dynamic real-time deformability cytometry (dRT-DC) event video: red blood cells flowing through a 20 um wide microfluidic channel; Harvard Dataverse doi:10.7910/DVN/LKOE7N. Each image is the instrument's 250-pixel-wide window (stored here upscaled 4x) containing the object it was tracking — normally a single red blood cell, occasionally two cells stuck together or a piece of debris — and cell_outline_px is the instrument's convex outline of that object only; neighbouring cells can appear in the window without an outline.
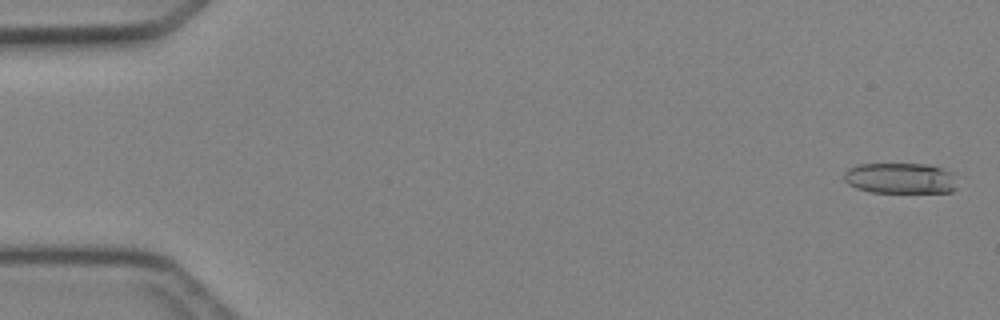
{"species": "Egyptian fruit bat (a non-hibernating species)", "species_latin": "Rousettus aegyptiacus", "temperature_condition": "cold", "stored_images_in_passage": 6, "camera_frame_rate_fps": 3000, "um_per_image_px": 0.085, "animal": {"sex": "female"}, "frame": {"image": 1, "passage_image": 1, "time_ms": 0.0, "image_size_px": [1000, 320], "cell_outline_px": [[956, 188], [952, 192], [872, 192], [856, 188], [848, 184], [844, 180], [844, 172], [848, 168], [860, 164], [928, 164], [952, 172], [956, 176]], "centroid_in_image_um": [76.54, 15.15], "position_along_channel_um": 8.5, "area_um2": 20.4}}
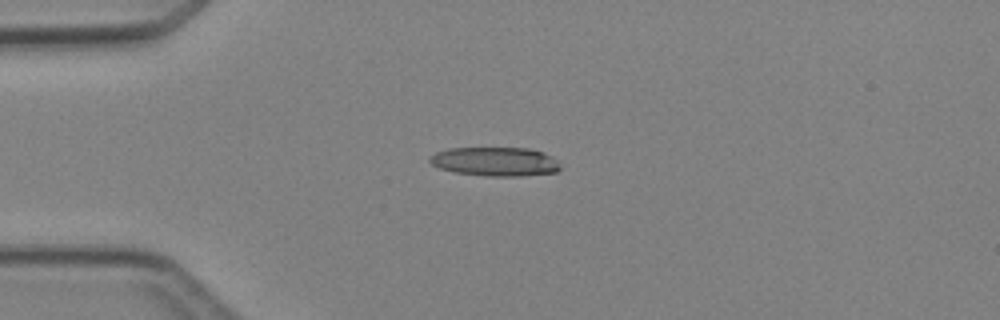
{"frame": {"image": 2, "passage_image": 4, "time_ms": 3.667, "image_size_px": [1000, 320], "cell_outline_px": [[560, 168], [556, 172], [524, 176], [484, 176], [456, 172], [440, 168], [432, 164], [428, 160], [428, 156], [436, 152], [448, 148], [528, 148], [544, 152], [552, 156], [556, 160]], "centroid_in_image_um": [42.08, 13.73], "position_along_channel_um": 42.9, "area_um2": 22.14}}
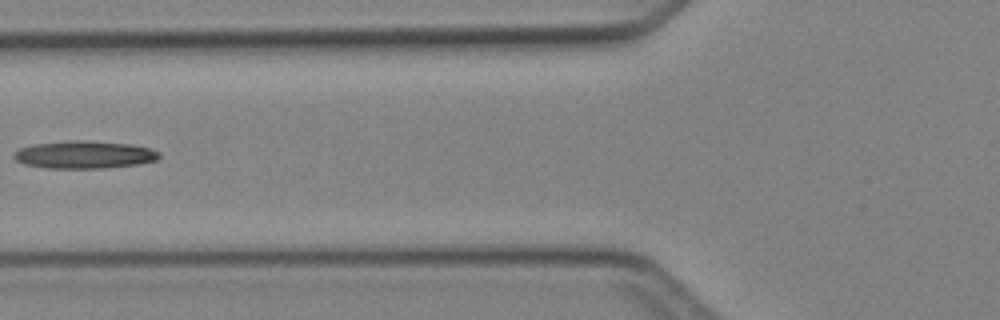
{"frame": {"image": 3, "passage_image": 6, "time_ms": 6.0, "image_size_px": [1000, 320], "cell_outline_px": [[160, 156], [156, 160], [136, 164], [100, 168], [48, 168], [24, 164], [16, 160], [12, 156], [12, 152], [20, 148], [32, 144], [68, 140], [88, 140], [132, 144], [148, 148], [160, 152]], "centroid_in_image_um": [7.11, 13.13], "position_along_channel_um": 118.7, "area_um2": 23.47}}